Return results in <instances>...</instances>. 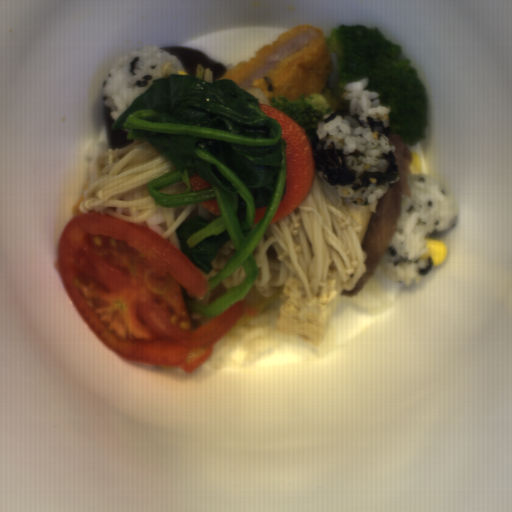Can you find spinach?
<instances>
[{"label": "spinach", "instance_id": "cb11ae35", "mask_svg": "<svg viewBox=\"0 0 512 512\" xmlns=\"http://www.w3.org/2000/svg\"><path fill=\"white\" fill-rule=\"evenodd\" d=\"M146 141L175 170L148 183L154 205L172 208L216 200L220 216L185 220L174 230L180 251L205 275L230 240L235 254L207 283L209 292L243 267L245 279L209 305L187 310L214 319L245 298L260 271L253 256L287 188V141L257 96L232 80L170 74L147 88L111 126ZM268 207L254 224L255 208Z\"/></svg>", "mask_w": 512, "mask_h": 512}]
</instances>
